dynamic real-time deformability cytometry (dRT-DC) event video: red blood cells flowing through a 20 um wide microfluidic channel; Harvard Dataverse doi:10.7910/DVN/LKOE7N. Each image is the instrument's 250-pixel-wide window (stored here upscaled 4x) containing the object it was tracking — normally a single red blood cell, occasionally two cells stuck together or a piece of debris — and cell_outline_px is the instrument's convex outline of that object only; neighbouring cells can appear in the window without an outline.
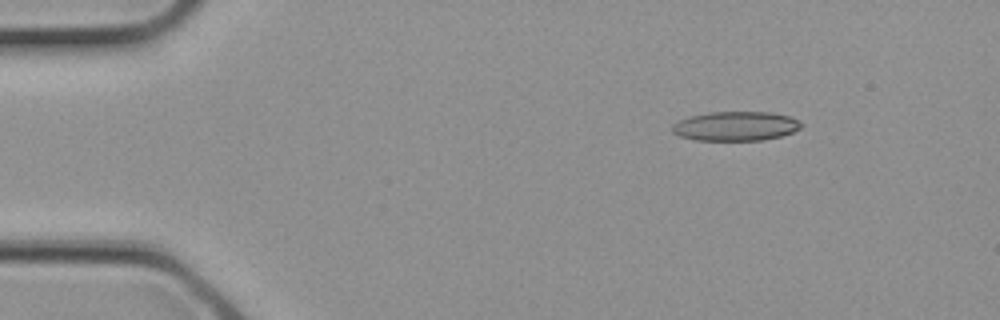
{"species": "common noctule bat (a hibernating species)", "species_latin": "Nyctalus noctula", "temperature_condition": "cold", "stored_images_in_passage": 1, "camera_frame_rate_fps": 3000, "um_per_image_px": 0.085, "animal": {"sex": "female", "body_mass_g": 21.9}, "frame": {"image": 1, "passage_image": 1, "time_ms": 0.0, "image_size_px": [1000, 320], "cell_outline_px": [[804, 124], [800, 128], [792, 132], [780, 136], [764, 140], [696, 140], [680, 136], [672, 132], [672, 124], [680, 120], [692, 116], [708, 112], [772, 112], [792, 116]], "centroid_in_image_um": [62.57, 10.71], "position_along_channel_um": 22.4, "area_um2": 22.08}}